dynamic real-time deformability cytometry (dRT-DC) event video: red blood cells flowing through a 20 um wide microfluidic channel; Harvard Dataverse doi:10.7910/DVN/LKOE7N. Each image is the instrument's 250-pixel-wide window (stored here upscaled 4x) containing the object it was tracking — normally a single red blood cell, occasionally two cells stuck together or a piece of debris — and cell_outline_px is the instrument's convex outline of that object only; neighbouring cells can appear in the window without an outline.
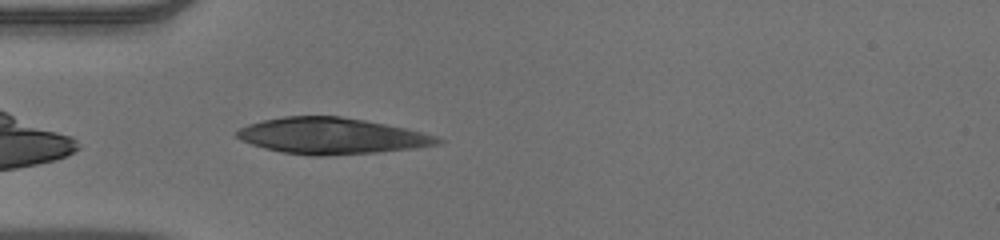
{"species": "human", "species_latin": "Homo sapiens", "temperature_condition": "warm", "stored_images_in_passage": 39, "camera_frame_rate_fps": 3000, "um_per_image_px": 0.085, "donor": {"sex": "male"}, "frame": {"image": 1, "passage_image": 3, "time_ms": 0.667, "image_size_px": [1000, 240], "cell_outline_px": [[444, 140], [440, 144], [412, 148], [376, 152], [320, 156], [312, 156], [280, 152], [264, 148], [240, 140], [236, 136], [236, 132], [240, 128], [248, 124], [264, 120], [284, 116], [340, 116], [364, 120], [404, 128], [436, 136]], "centroid_in_image_um": [28.14, 11.55], "position_along_channel_um": 56.9, "area_um2": 41.96}}
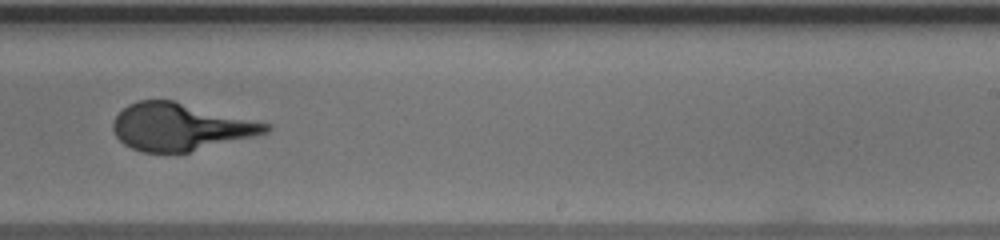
{"frame": {"image": 2, "passage_image": 20, "time_ms": 6.333, "image_size_px": [1000, 240], "cell_outline_px": [[272, 128], [268, 132], [188, 152], [144, 152], [132, 148], [124, 144], [116, 136], [112, 128], [112, 124], [116, 116], [128, 104], [136, 100], [172, 100], [272, 124]], "centroid_in_image_um": [15.3, 10.77], "position_along_channel_um": 273.7, "area_um2": 41.67}}
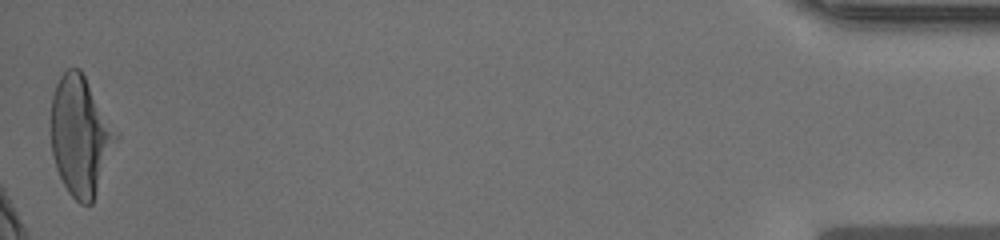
{"frame": {"image": 3, "passage_image": 39, "time_ms": 12.667, "image_size_px": [1000, 240], "cell_outline_px": [[120, 136], [92, 204], [80, 204], [68, 192], [56, 168], [52, 152], [52, 96], [56, 84], [60, 76], [68, 68], [80, 68]], "centroid_in_image_um": [6.86, 11.56], "position_along_channel_um": 428.3, "area_um2": 45.03}}